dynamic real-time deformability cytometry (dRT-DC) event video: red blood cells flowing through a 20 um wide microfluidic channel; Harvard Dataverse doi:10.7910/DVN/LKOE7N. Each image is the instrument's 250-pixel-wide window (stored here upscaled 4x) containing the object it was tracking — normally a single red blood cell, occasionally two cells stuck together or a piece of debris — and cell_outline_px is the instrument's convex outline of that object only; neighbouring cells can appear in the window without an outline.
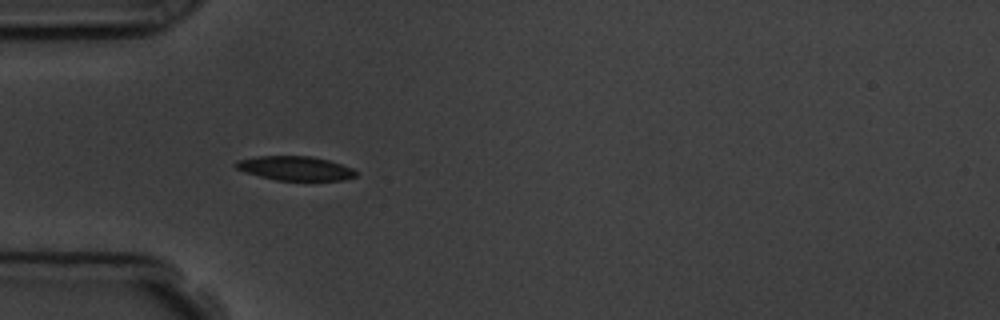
{"species": "common noctule bat (a hibernating species)", "species_latin": "Nyctalus noctula", "temperature_condition": "room temperature", "stored_images_in_passage": 2, "camera_frame_rate_fps": 3000, "um_per_image_px": 0.085, "animal": {"sex": "male", "body_mass_g": 19.5, "forearm_length_mm": 54.6}, "frame": {"image": 1, "passage_image": 1, "time_ms": 0.0, "image_size_px": [1000, 320], "cell_outline_px": [[356, 176], [344, 180], [276, 180], [244, 172], [236, 168], [232, 164], [236, 160], [256, 156], [312, 156], [328, 160], [352, 168], [356, 172]], "centroid_in_image_um": [25.04, 14.3], "position_along_channel_um": 60.0, "area_um2": 16.94}}
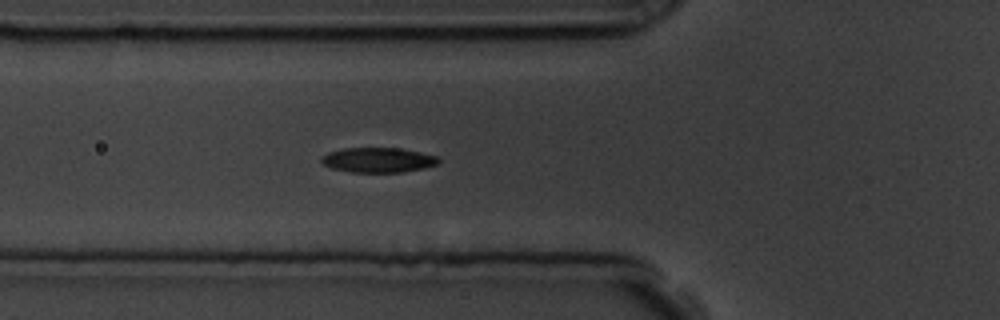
{"frame": {"image": 2, "passage_image": 2, "time_ms": 1.0, "image_size_px": [1000, 320], "cell_outline_px": [[440, 160], [436, 164], [424, 168], [404, 172], [352, 172], [332, 168], [324, 164], [320, 160], [320, 156], [328, 152], [344, 148], [400, 148], [420, 152], [436, 156]], "centroid_in_image_um": [32.11, 13.59], "position_along_channel_um": 93.7, "area_um2": 16.94}}